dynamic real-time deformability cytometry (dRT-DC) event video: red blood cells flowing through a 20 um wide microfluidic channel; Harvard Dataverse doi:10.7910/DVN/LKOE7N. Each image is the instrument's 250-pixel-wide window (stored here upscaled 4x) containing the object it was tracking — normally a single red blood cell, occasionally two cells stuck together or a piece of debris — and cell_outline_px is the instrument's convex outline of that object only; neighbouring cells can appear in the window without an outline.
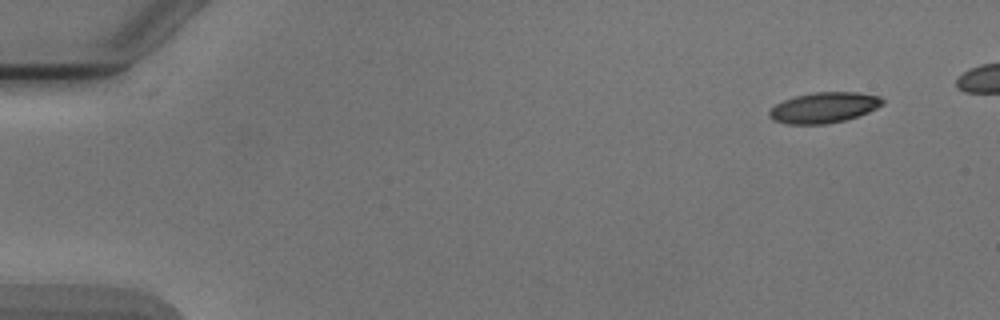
{"species": "Egyptian fruit bat (a non-hibernating species)", "species_latin": "Rousettus aegyptiacus", "temperature_condition": "cold", "stored_images_in_passage": 45, "camera_frame_rate_fps": 3000, "um_per_image_px": 0.085, "animal": {"sex": "male"}, "frame": {"image": 1, "passage_image": 1, "time_ms": 0.0, "image_size_px": [1000, 320], "cell_outline_px": [[884, 104], [868, 112], [844, 120], [828, 124], [784, 124], [772, 120], [768, 116], [768, 112], [776, 104], [784, 100], [796, 96], [812, 92], [856, 92], [880, 96], [884, 100]], "centroid_in_image_um": [70.01, 9.15], "position_along_channel_um": 15.0, "area_um2": 20.23}}
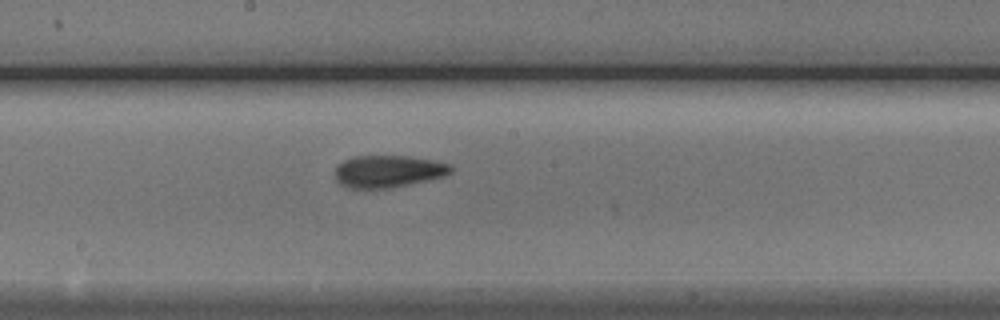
{"frame": {"image": 2, "passage_image": 26, "time_ms": 8.333, "image_size_px": [1000, 320], "cell_outline_px": [[452, 172], [444, 176], [428, 180], [392, 188], [348, 188], [340, 184], [336, 180], [336, 164], [352, 156], [408, 156], [432, 160], [452, 164]], "centroid_in_image_um": [32.99, 14.56], "position_along_channel_um": 215.2, "area_um2": 21.85}}
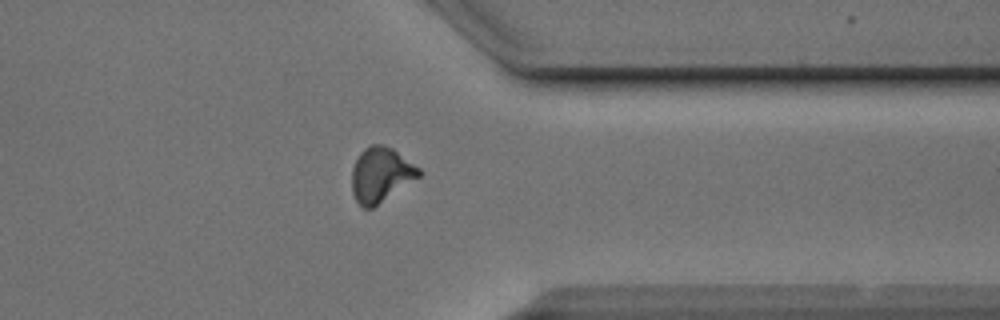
{"frame": {"image": 3, "passage_image": 39, "time_ms": 12.667, "image_size_px": [1000, 320], "cell_outline_px": [[420, 176], [372, 208], [364, 208], [356, 200], [352, 192], [352, 168], [360, 152], [364, 148], [372, 144], [384, 144], [392, 148], [420, 168]], "centroid_in_image_um": [32.35, 14.83], "position_along_channel_um": 379.0, "area_um2": 21.15}}